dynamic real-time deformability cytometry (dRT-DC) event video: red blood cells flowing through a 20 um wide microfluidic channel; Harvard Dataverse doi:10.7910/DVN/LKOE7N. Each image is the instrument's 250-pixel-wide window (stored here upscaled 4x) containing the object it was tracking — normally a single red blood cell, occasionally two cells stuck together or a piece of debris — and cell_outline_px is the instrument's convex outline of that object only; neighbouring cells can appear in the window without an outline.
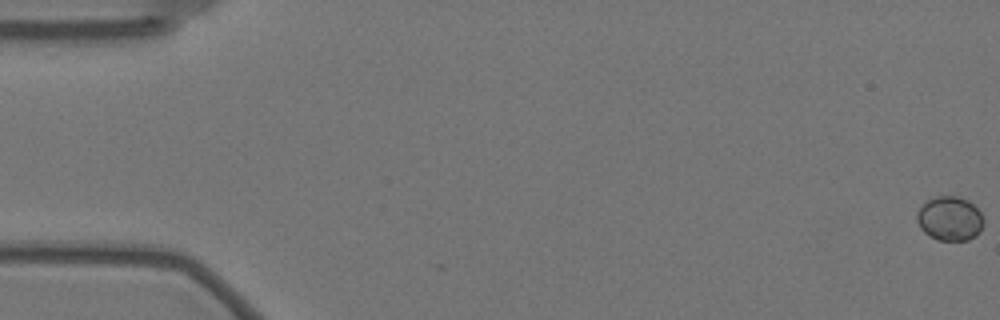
{"species": "Egyptian fruit bat (a non-hibernating species)", "species_latin": "Rousettus aegyptiacus", "temperature_condition": "warm", "stored_images_in_passage": 59, "camera_frame_rate_fps": 3000, "um_per_image_px": 0.085, "animal": {"sex": "female"}, "frame": {"image": 1, "passage_image": 1, "time_ms": 0.0, "image_size_px": [1000, 320], "cell_outline_px": [[984, 224], [980, 232], [976, 236], [968, 240], [936, 240], [928, 236], [920, 228], [916, 220], [916, 212], [928, 200], [936, 196], [956, 196], [968, 200], [980, 212], [984, 220]], "centroid_in_image_um": [80.73, 18.59], "position_along_channel_um": 4.3, "area_um2": 17.34}}
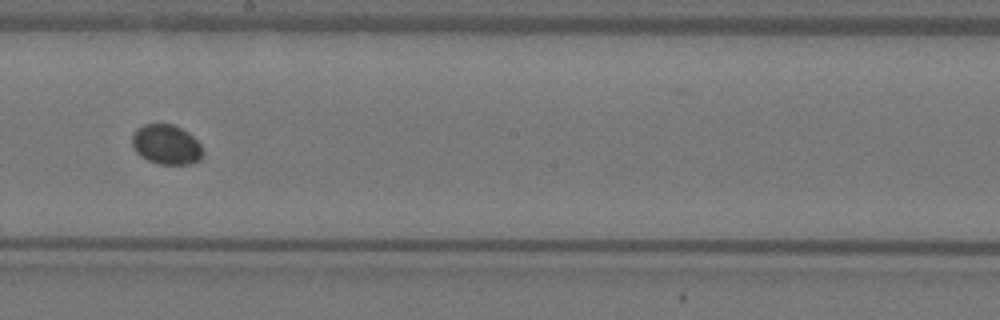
{"frame": {"image": 2, "passage_image": 34, "time_ms": 11.0, "image_size_px": [1000, 320], "cell_outline_px": [[200, 160], [192, 164], [160, 164], [148, 160], [140, 156], [136, 152], [132, 144], [132, 136], [136, 128], [144, 124], [172, 124], [188, 132], [200, 144]], "centroid_in_image_um": [14.1, 12.28], "position_along_channel_um": 234.1, "area_um2": 16.24}}
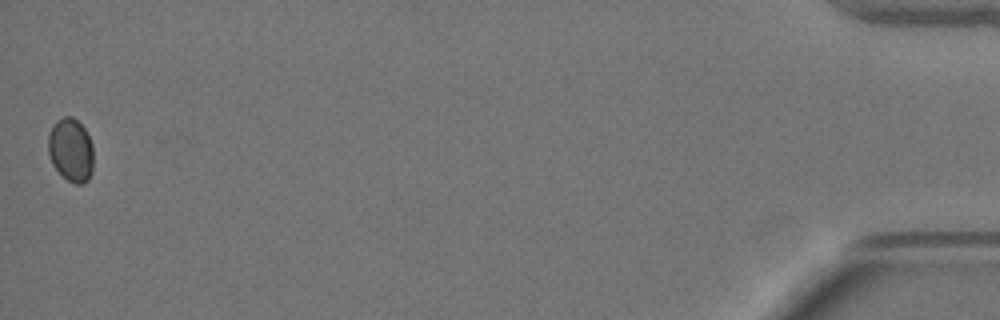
{"frame": {"image": 3, "passage_image": 59, "time_ms": 19.333, "image_size_px": [1000, 320], "cell_outline_px": [[92, 172], [88, 180], [84, 184], [76, 184], [68, 180], [52, 164], [48, 152], [48, 136], [56, 120], [64, 116], [72, 116], [84, 128], [92, 144]], "centroid_in_image_um": [6.02, 12.75], "position_along_channel_um": 429.2, "area_um2": 16.59}}